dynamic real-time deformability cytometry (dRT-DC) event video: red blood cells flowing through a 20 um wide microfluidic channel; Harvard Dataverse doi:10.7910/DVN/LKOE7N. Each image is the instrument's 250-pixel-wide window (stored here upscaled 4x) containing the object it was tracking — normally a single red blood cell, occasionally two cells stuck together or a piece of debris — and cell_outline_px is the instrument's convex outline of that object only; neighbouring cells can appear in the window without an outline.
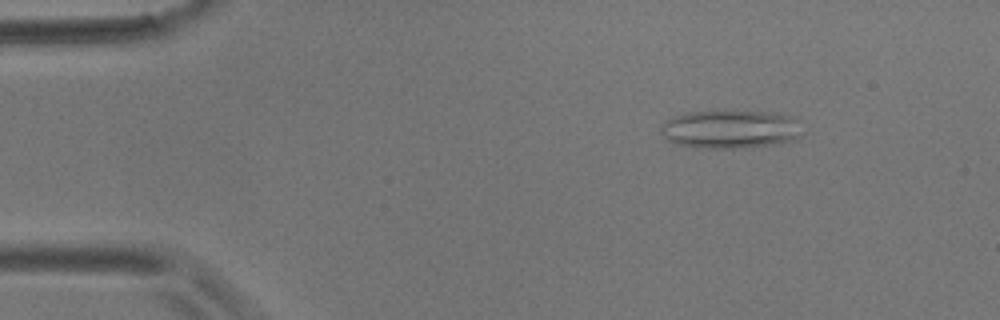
{"species": "common noctule bat (a hibernating species)", "species_latin": "Nyctalus noctula", "temperature_condition": "room temperature", "stored_images_in_passage": 5, "camera_frame_rate_fps": 3000, "um_per_image_px": 0.085, "animal": {"sex": "male", "body_mass_g": 17.9}, "frame": {"image": 1, "passage_image": 3, "time_ms": 2.0, "image_size_px": [1000, 320], "cell_outline_px": [[800, 136], [796, 140], [772, 144], [744, 148], [692, 148], [676, 144], [668, 140], [660, 132], [660, 124], [672, 116], [684, 112], [724, 108], [776, 112], [788, 116]], "centroid_in_image_um": [61.92, 10.94], "position_along_channel_um": 23.1, "area_um2": 32.48}}